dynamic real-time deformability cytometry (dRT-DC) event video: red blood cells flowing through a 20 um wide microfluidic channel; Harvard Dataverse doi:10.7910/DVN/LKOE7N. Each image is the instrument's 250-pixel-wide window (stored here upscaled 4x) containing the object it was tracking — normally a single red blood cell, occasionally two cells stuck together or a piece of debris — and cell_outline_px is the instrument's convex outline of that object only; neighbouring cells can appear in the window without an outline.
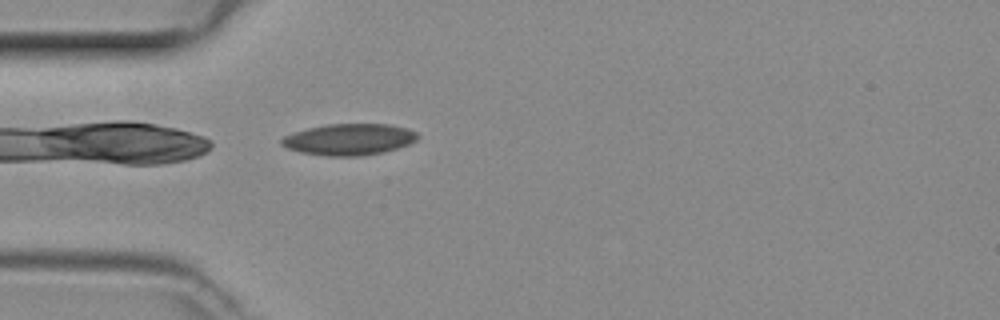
{"species": "common noctule bat (a hibernating species)", "species_latin": "Nyctalus noctula", "temperature_condition": "room temperature", "stored_images_in_passage": 36, "camera_frame_rate_fps": 3000, "um_per_image_px": 0.085, "animal": {"sex": "female", "body_mass_g": 29.2, "forearm_length_mm": 56.3}, "frame": {"image": 1, "passage_image": 1, "time_ms": 0.0, "image_size_px": [1000, 320], "cell_outline_px": [[420, 136], [416, 140], [408, 144], [384, 152], [360, 156], [328, 156], [300, 152], [288, 148], [280, 144], [280, 140], [284, 136], [308, 128], [328, 124], [388, 124], [408, 128], [416, 132]], "centroid_in_image_um": [29.69, 11.85], "position_along_channel_um": 55.3, "area_um2": 24.8}}
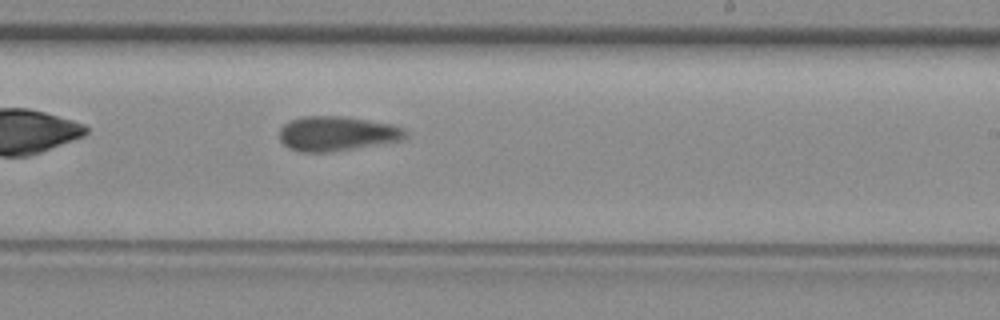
{"frame": {"image": 2, "passage_image": 16, "time_ms": 5.0, "image_size_px": [1000, 320], "cell_outline_px": [[408, 136], [400, 140], [384, 144], [332, 152], [300, 152], [284, 144], [280, 140], [280, 128], [284, 124], [292, 120], [304, 116], [340, 116], [368, 120], [392, 124], [404, 128], [408, 132]], "centroid_in_image_um": [28.68, 11.36], "position_along_channel_um": 260.3, "area_um2": 25.55}}
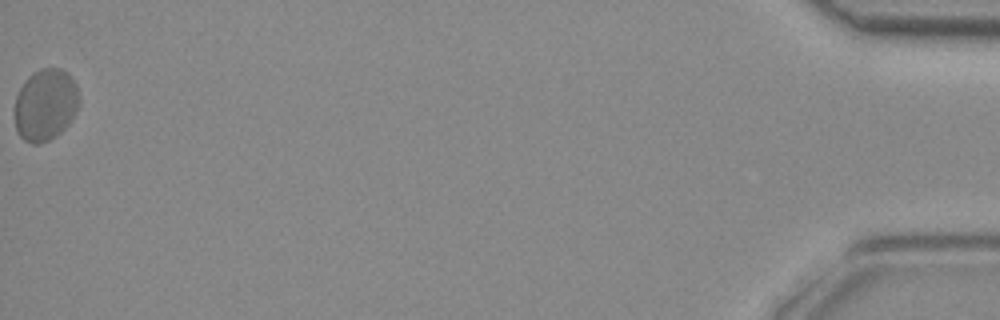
{"frame": {"image": 3, "passage_image": 36, "time_ms": 11.667, "image_size_px": [1000, 320], "cell_outline_px": [[80, 104], [68, 124], [56, 136], [48, 140], [36, 144], [32, 144], [24, 140], [20, 136], [16, 128], [16, 96], [24, 80], [28, 76], [40, 68], [60, 68], [76, 84], [80, 96]], "centroid_in_image_um": [3.87, 8.9], "position_along_channel_um": 431.3, "area_um2": 26.82}}